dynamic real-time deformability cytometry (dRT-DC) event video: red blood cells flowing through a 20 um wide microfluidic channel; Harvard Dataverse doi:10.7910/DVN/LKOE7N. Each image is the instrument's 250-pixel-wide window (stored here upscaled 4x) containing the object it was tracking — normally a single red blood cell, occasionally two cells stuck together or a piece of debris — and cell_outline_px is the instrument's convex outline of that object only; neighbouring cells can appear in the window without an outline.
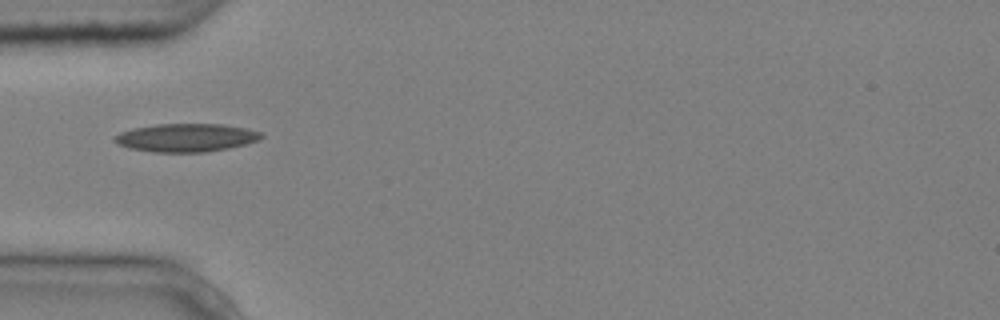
{"species": "common noctule bat (a hibernating species)", "species_latin": "Nyctalus noctula", "temperature_condition": "cold", "stored_images_in_passage": 2, "camera_frame_rate_fps": 3000, "um_per_image_px": 0.085, "animal": {"sex": "male", "body_mass_g": 20.4}, "frame": {"image": 1, "passage_image": 1, "time_ms": 0.0, "image_size_px": [1000, 320], "cell_outline_px": [[264, 136], [260, 140], [248, 144], [228, 148], [204, 152], [152, 152], [128, 148], [116, 144], [112, 140], [112, 136], [120, 132], [132, 128], [156, 124], [220, 124], [248, 128], [260, 132]], "centroid_in_image_um": [15.79, 11.7], "position_along_channel_um": 69.2, "area_um2": 24.45}}
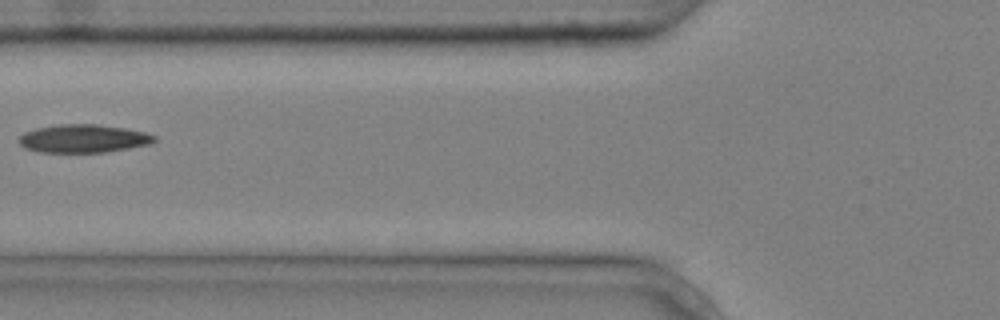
{"frame": {"image": 2, "passage_image": 2, "time_ms": 0.333, "image_size_px": [1000, 320], "cell_outline_px": [[156, 140], [148, 144], [128, 148], [104, 152], [40, 152], [24, 148], [16, 140], [24, 132], [36, 128], [56, 124], [96, 124], [124, 128], [144, 132], [156, 136]], "centroid_in_image_um": [7.03, 11.77], "position_along_channel_um": 118.8, "area_um2": 22.2}}